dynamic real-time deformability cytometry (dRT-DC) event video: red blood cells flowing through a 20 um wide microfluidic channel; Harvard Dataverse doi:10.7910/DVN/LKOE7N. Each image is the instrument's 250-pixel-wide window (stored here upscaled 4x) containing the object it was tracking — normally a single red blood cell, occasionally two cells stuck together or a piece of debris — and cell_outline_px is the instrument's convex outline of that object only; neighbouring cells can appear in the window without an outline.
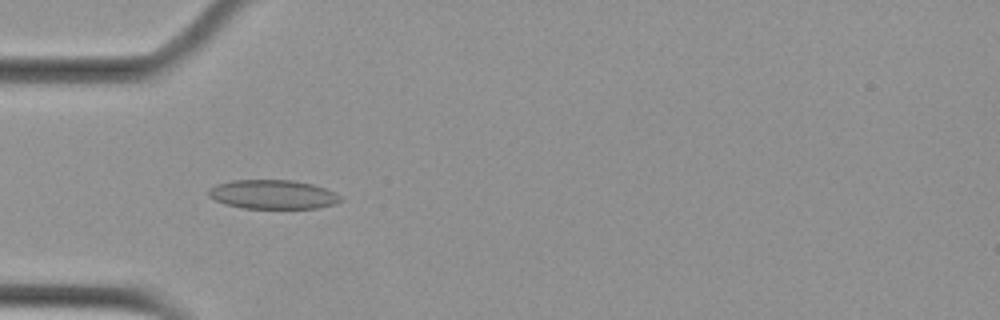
{"species": "Egyptian fruit bat (a non-hibernating species)", "species_latin": "Rousettus aegyptiacus", "temperature_condition": "cold", "stored_images_in_passage": 7, "camera_frame_rate_fps": 3000, "um_per_image_px": 0.085, "animal": {"sex": "female"}, "frame": {"image": 1, "passage_image": 5, "time_ms": 1.333, "image_size_px": [1000, 320], "cell_outline_px": [[344, 200], [336, 204], [316, 208], [244, 208], [224, 204], [208, 196], [208, 188], [216, 184], [232, 180], [292, 180], [312, 184], [324, 188], [340, 196]], "centroid_in_image_um": [23.17, 16.53], "position_along_channel_um": 61.8, "area_um2": 22.37}}
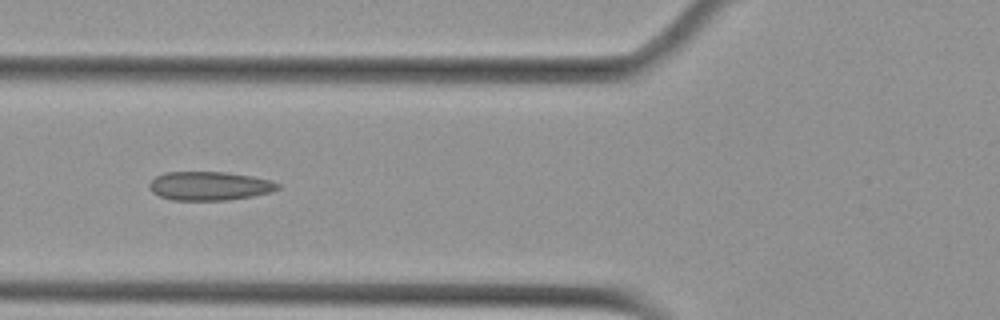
{"frame": {"image": 2, "passage_image": 6, "time_ms": 1.667, "image_size_px": [1000, 320], "cell_outline_px": [[280, 188], [272, 192], [252, 196], [228, 200], [172, 200], [160, 196], [152, 192], [148, 188], [148, 184], [156, 176], [164, 172], [228, 172], [252, 176], [268, 180], [280, 184]], "centroid_in_image_um": [17.79, 15.8], "position_along_channel_um": 108.0, "area_um2": 21.62}}
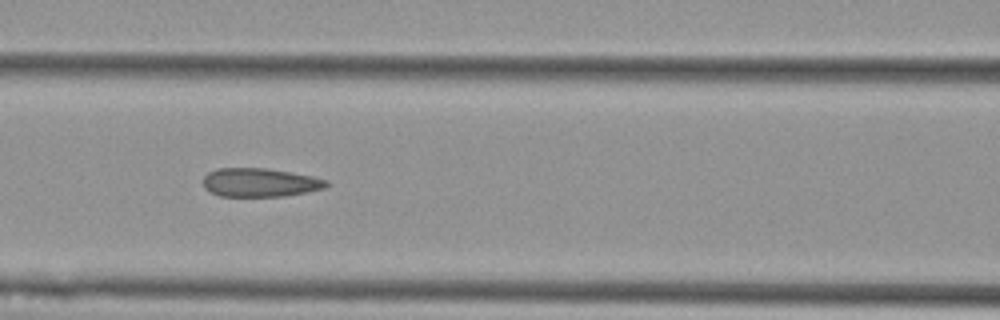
{"frame": {"image": 3, "passage_image": 7, "time_ms": 2.0, "image_size_px": [1000, 320], "cell_outline_px": [[328, 184], [324, 188], [308, 192], [284, 196], [220, 196], [204, 188], [204, 176], [208, 172], [216, 168], [268, 168], [292, 172], [312, 176], [328, 180]], "centroid_in_image_um": [22.1, 15.5], "position_along_channel_um": 144.5, "area_um2": 20.63}}